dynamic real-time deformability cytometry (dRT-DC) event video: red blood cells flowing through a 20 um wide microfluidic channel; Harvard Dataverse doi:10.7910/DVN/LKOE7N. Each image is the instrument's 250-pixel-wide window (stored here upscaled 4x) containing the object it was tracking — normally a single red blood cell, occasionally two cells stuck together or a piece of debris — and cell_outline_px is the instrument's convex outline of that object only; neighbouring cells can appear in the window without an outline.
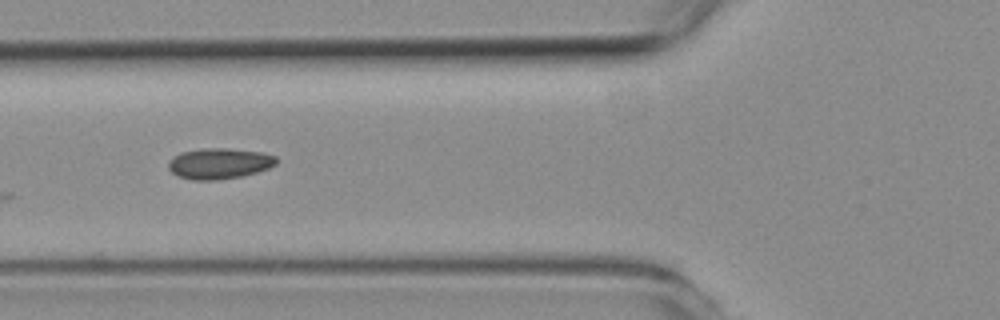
{"species": "common noctule bat (a hibernating species)", "species_latin": "Nyctalus noctula", "temperature_condition": "room temperature", "stored_images_in_passage": 6, "camera_frame_rate_fps": 3000, "um_per_image_px": 0.085, "animal": {"sex": "female", "body_mass_g": 19.3, "forearm_length_mm": 54.1}, "frame": {"image": 1, "passage_image": 3, "time_ms": 2.333, "image_size_px": [1000, 320], "cell_outline_px": [[276, 164], [268, 168], [256, 172], [240, 176], [216, 180], [192, 180], [180, 176], [172, 172], [168, 168], [168, 160], [172, 156], [180, 152], [204, 148], [224, 148], [260, 152], [276, 156]], "centroid_in_image_um": [18.59, 13.89], "position_along_channel_um": 107.2, "area_um2": 19.25}}
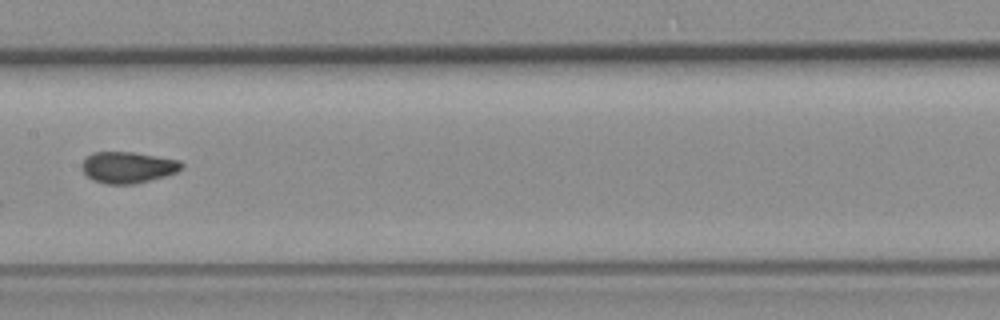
{"frame": {"image": 2, "passage_image": 5, "time_ms": 4.667, "image_size_px": [1000, 320], "cell_outline_px": [[184, 164], [176, 172], [164, 176], [132, 184], [104, 184], [92, 180], [80, 168], [80, 164], [92, 152], [132, 152], [180, 160]], "centroid_in_image_um": [10.82, 14.22], "position_along_channel_um": 196.6, "area_um2": 18.09}}
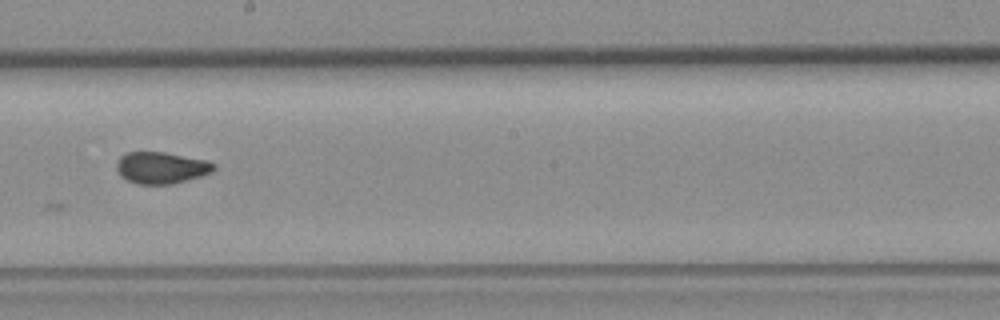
{"frame": {"image": 3, "passage_image": 6, "time_ms": 5.667, "image_size_px": [1000, 320], "cell_outline_px": [[216, 168], [212, 172], [200, 176], [172, 184], [136, 184], [120, 176], [116, 168], [116, 160], [120, 156], [128, 152], [164, 152], [208, 160], [216, 164]], "centroid_in_image_um": [13.7, 14.25], "position_along_channel_um": 234.5, "area_um2": 18.09}}